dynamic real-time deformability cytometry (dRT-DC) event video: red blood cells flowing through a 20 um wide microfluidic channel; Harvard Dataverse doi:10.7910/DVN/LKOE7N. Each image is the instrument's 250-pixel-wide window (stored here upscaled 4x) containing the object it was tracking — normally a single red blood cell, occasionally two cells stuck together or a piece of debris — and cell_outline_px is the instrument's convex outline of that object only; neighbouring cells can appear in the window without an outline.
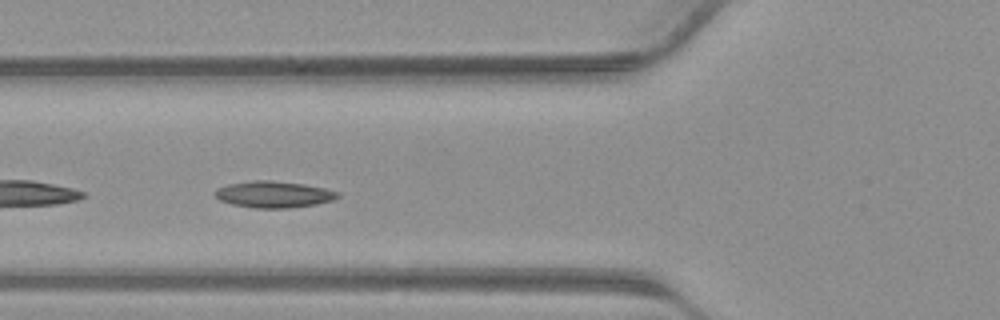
{"species": "common noctule bat (a hibernating species)", "species_latin": "Nyctalus noctula", "temperature_condition": "warm", "stored_images_in_passage": 37, "camera_frame_rate_fps": 3000, "um_per_image_px": 0.085, "animal": {"sex": "male", "body_mass_g": 23.1, "forearm_length_mm": 52.7}, "frame": {"image": 1, "passage_image": 12, "time_ms": 3.667, "image_size_px": [1000, 320], "cell_outline_px": [[340, 196], [332, 200], [316, 204], [288, 208], [256, 208], [232, 204], [220, 200], [212, 192], [216, 188], [228, 184], [252, 180], [272, 180], [304, 184], [324, 188], [340, 192]], "centroid_in_image_um": [23.25, 16.51], "position_along_channel_um": 102.6, "area_um2": 19.02}}
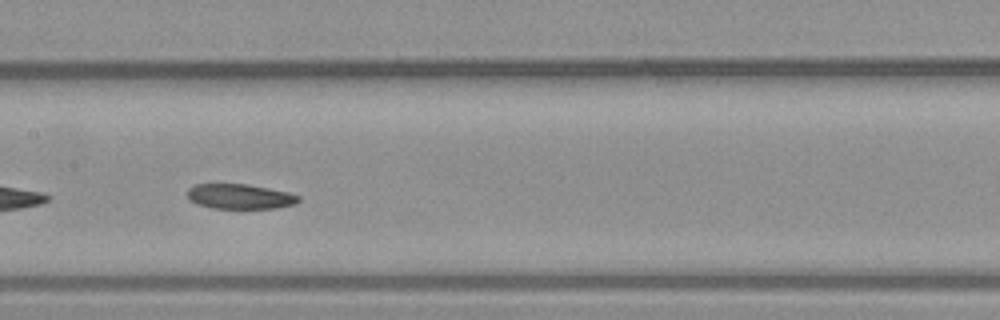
{"frame": {"image": 2, "passage_image": 17, "time_ms": 5.333, "image_size_px": [1000, 320], "cell_outline_px": [[300, 200], [296, 204], [276, 208], [212, 208], [196, 204], [188, 200], [188, 188], [196, 184], [248, 184], [288, 192], [300, 196]], "centroid_in_image_um": [20.39, 16.7], "position_along_channel_um": 187.0, "area_um2": 16.24}}
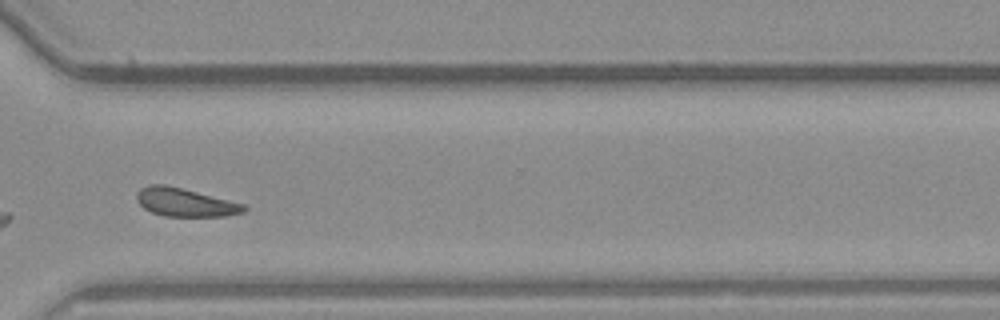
{"frame": {"image": 3, "passage_image": 27, "time_ms": 8.667, "image_size_px": [1000, 320], "cell_outline_px": [[248, 208], [244, 212], [224, 216], [164, 216], [152, 212], [144, 208], [136, 200], [136, 192], [140, 188], [148, 184], [164, 184], [244, 204]], "centroid_in_image_um": [15.69, 17.2], "position_along_channel_um": 354.9, "area_um2": 17.51}}